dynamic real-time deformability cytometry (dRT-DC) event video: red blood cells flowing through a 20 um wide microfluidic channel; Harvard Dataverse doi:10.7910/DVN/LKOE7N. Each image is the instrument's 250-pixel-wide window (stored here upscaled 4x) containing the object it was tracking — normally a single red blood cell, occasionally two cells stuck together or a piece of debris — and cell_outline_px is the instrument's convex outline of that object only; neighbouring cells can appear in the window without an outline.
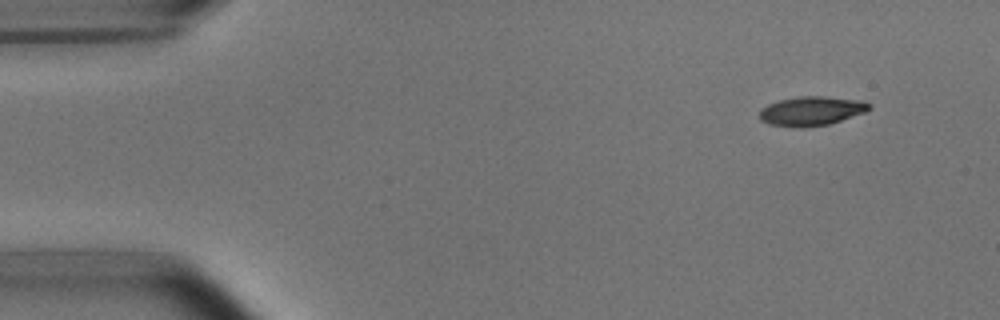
{"species": "common noctule bat (a hibernating species)", "species_latin": "Nyctalus noctula", "temperature_condition": "room temperature", "stored_images_in_passage": 49, "camera_frame_rate_fps": 3000, "um_per_image_px": 0.085, "animal": {"sex": "male", "body_mass_g": 15.6}, "frame": {"image": 1, "passage_image": 1, "time_ms": 0.0, "image_size_px": [1000, 320], "cell_outline_px": [[872, 108], [864, 112], [828, 124], [804, 128], [800, 128], [768, 124], [760, 120], [760, 108], [768, 104], [780, 100], [800, 96], [824, 96], [864, 100], [872, 104]], "centroid_in_image_um": [68.98, 9.43], "position_along_channel_um": 16.0, "area_um2": 18.79}}
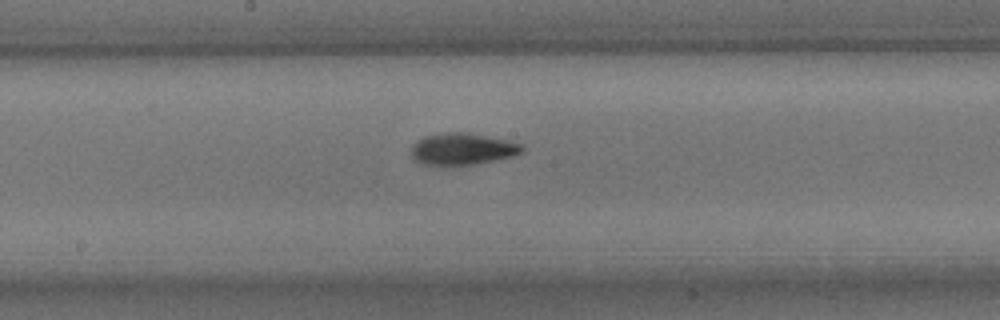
{"frame": {"image": 2, "passage_image": 24, "time_ms": 7.667, "image_size_px": [1000, 320], "cell_outline_px": [[524, 152], [512, 156], [472, 164], [420, 164], [412, 160], [412, 144], [416, 140], [424, 136], [444, 132], [464, 132], [524, 144]], "centroid_in_image_um": [39.26, 12.65], "position_along_channel_um": 208.9, "area_um2": 20.23}}
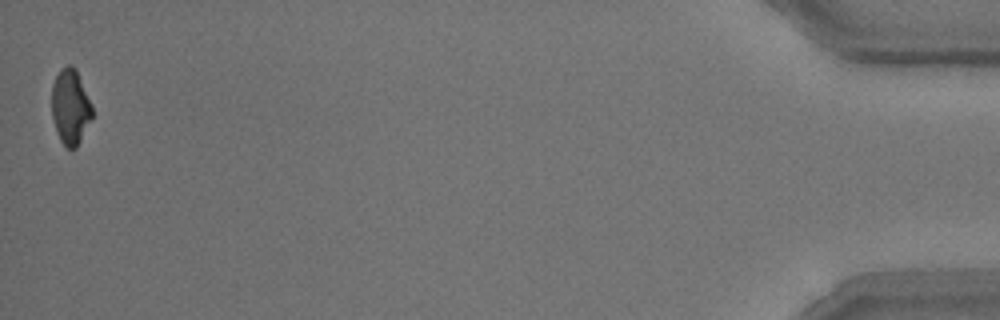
{"frame": {"image": 3, "passage_image": 49, "time_ms": 16.0, "image_size_px": [1000, 320], "cell_outline_px": [[92, 116], [76, 148], [64, 148], [56, 132], [52, 116], [52, 84], [60, 68], [68, 64], [72, 64], [76, 68], [92, 104]], "centroid_in_image_um": [5.97, 9.05], "position_along_channel_um": 429.2, "area_um2": 17.86}, "authors_computed_cell_mechanics": {"area_um2": 19.1318, "velocity_mm_per_s": 3.7511, "shape_relaxation_time_tau1_ms": 2.9324, "shape_relaxation_time_tau2_ms": 2.8058, "deformation_change_tau1": 0.1481, "deformation_change_tau2": 0.1045}}